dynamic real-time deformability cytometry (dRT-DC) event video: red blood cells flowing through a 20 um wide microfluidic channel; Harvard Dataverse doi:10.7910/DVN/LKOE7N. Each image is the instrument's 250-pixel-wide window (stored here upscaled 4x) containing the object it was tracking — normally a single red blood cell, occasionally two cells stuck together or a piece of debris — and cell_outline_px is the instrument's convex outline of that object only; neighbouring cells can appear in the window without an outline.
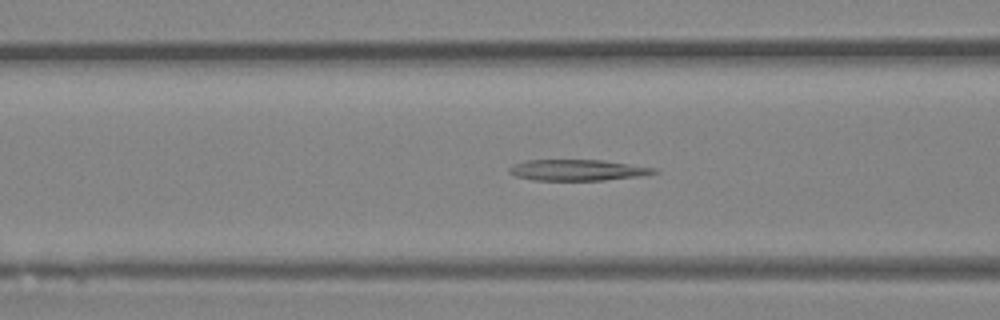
{"species": "Egyptian fruit bat (a non-hibernating species)", "species_latin": "Rousettus aegyptiacus", "temperature_condition": "room temperature", "stored_images_in_passage": 46, "camera_frame_rate_fps": 3000, "um_per_image_px": 0.085, "animal": {"sex": "female"}, "frame": {"image": 1, "passage_image": 18, "time_ms": 5.667, "image_size_px": [1000, 320], "cell_outline_px": [[660, 172], [644, 176], [604, 180], [532, 180], [516, 176], [508, 172], [508, 168], [512, 164], [524, 160], [604, 160], [656, 168]], "centroid_in_image_um": [49.1, 14.45], "position_along_channel_um": 117.5, "area_um2": 17.98}}
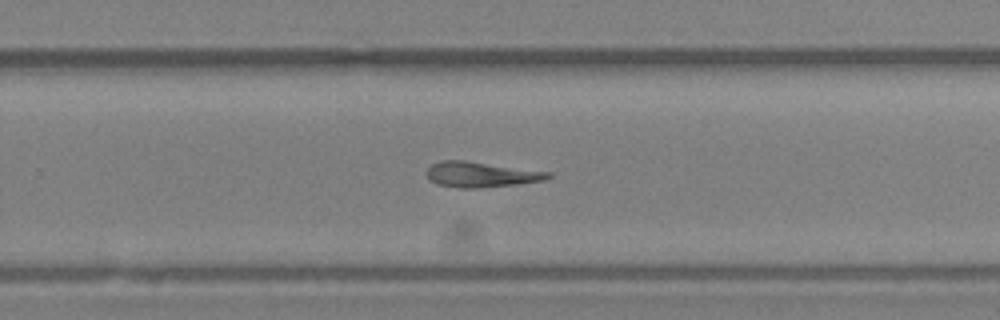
{"frame": {"image": 2, "passage_image": 30, "time_ms": 9.667, "image_size_px": [1000, 320], "cell_outline_px": [[552, 176], [544, 180], [520, 184], [484, 188], [460, 188], [436, 184], [428, 180], [424, 172], [432, 164], [440, 160], [464, 160], [552, 172]], "centroid_in_image_um": [40.86, 14.84], "position_along_channel_um": 288.9, "area_um2": 18.32}}
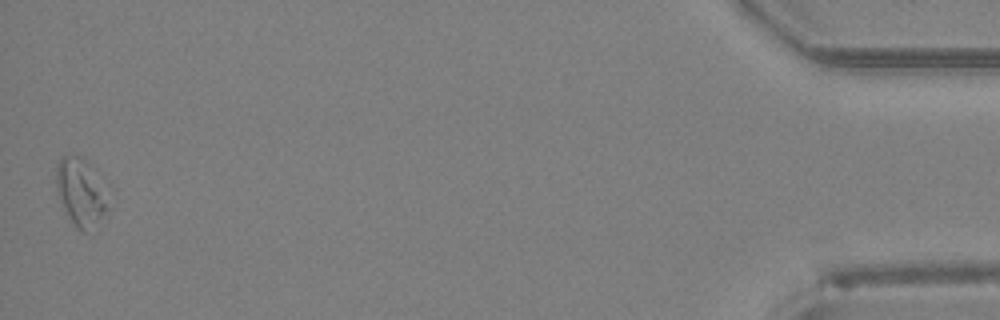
{"frame": {"image": 3, "passage_image": 46, "time_ms": 15.0, "image_size_px": [1000, 320], "cell_outline_px": [[104, 208], [100, 216], [84, 232], [80, 232], [76, 228], [68, 216], [60, 200], [56, 188], [56, 164], [60, 156], [80, 156], [88, 164], [104, 204]], "centroid_in_image_um": [6.66, 16.3], "position_along_channel_um": 428.5, "area_um2": 18.15}}